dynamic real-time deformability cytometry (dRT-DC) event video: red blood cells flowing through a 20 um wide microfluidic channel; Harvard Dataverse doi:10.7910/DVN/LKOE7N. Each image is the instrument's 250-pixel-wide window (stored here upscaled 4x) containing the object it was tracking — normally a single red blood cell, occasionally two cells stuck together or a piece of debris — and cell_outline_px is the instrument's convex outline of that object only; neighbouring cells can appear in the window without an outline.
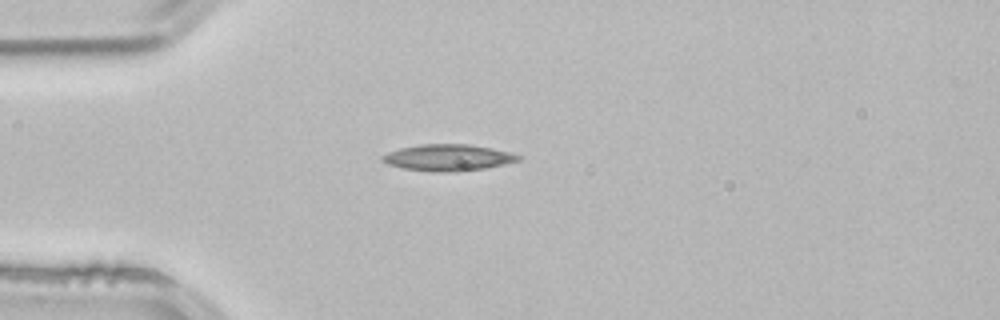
{"species": "common noctule bat (a hibernating species)", "species_latin": "Nyctalus noctula", "temperature_condition": "room temperature", "stored_images_in_passage": 1, "camera_frame_rate_fps": 3000, "um_per_image_px": 0.085, "animal": {"sex": "male", "body_mass_g": 21.5, "forearm_length_mm": 52.0}, "frame": {"image": 1, "passage_image": 1, "time_ms": 0.0, "image_size_px": [1000, 320], "cell_outline_px": [[524, 156], [520, 160], [504, 164], [484, 168], [460, 172], [432, 172], [404, 168], [388, 164], [380, 160], [380, 156], [388, 152], [400, 148], [420, 144], [468, 144], [492, 148], [512, 152]], "centroid_in_image_um": [38.1, 13.39], "position_along_channel_um": 46.9, "area_um2": 21.21}}